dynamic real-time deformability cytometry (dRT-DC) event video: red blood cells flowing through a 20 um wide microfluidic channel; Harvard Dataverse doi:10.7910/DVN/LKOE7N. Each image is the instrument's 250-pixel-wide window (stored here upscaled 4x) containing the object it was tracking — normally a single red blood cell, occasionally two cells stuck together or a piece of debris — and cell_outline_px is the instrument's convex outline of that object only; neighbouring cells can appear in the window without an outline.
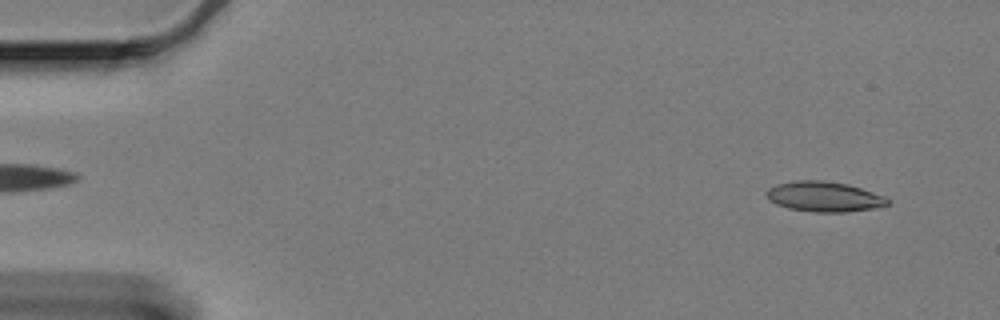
{"species": "Egyptian fruit bat (a non-hibernating species)", "species_latin": "Rousettus aegyptiacus", "temperature_condition": "cold", "stored_images_in_passage": 21, "camera_frame_rate_fps": 3000, "um_per_image_px": 0.085, "animal": {"sex": "female"}, "frame": {"image": 1, "passage_image": 4, "time_ms": 1.0, "image_size_px": [1000, 320], "cell_outline_px": [[892, 200], [888, 204], [872, 208], [844, 212], [816, 212], [788, 208], [776, 204], [768, 200], [764, 192], [768, 188], [776, 184], [796, 180], [824, 180], [848, 184], [884, 196]], "centroid_in_image_um": [70.0, 16.7], "position_along_channel_um": 15.0, "area_um2": 21.33}}
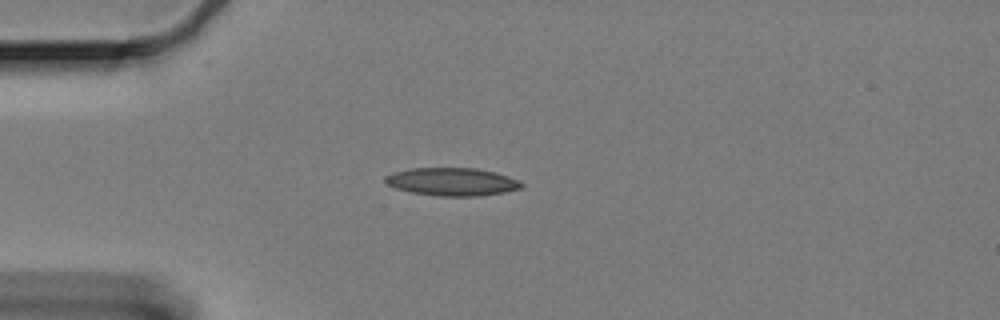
{"frame": {"image": 2, "passage_image": 15, "time_ms": 4.667, "image_size_px": [1000, 320], "cell_outline_px": [[524, 188], [504, 192], [480, 196], [436, 196], [412, 192], [396, 188], [388, 184], [384, 180], [384, 176], [392, 172], [412, 168], [476, 168], [496, 172], [520, 180], [524, 184]], "centroid_in_image_um": [38.46, 15.45], "position_along_channel_um": 46.5, "area_um2": 22.37}}
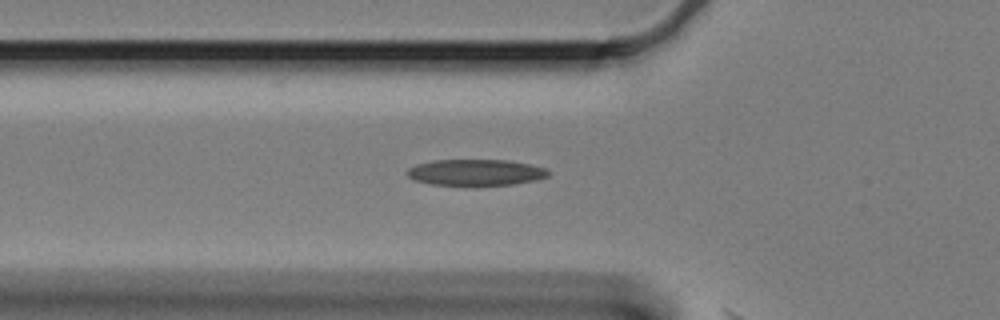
{"frame": {"image": 3, "passage_image": 20, "time_ms": 6.333, "image_size_px": [1000, 320], "cell_outline_px": [[552, 172], [548, 176], [536, 180], [512, 184], [432, 184], [416, 180], [408, 176], [404, 172], [408, 168], [416, 164], [432, 160], [508, 160], [532, 164], [544, 168]], "centroid_in_image_um": [40.45, 14.63], "position_along_channel_um": 85.4, "area_um2": 21.33}}